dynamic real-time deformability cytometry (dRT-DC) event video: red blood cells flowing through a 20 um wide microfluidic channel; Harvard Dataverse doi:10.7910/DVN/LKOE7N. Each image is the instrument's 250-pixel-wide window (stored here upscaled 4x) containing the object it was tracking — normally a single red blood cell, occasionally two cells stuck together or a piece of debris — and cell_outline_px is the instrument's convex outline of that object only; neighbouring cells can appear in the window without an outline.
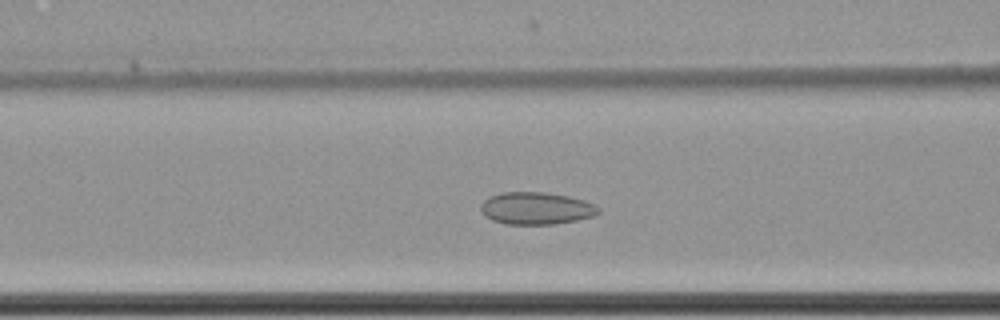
{"species": "common noctule bat (a hibernating species)", "species_latin": "Nyctalus noctula", "temperature_condition": "cold", "stored_images_in_passage": 60, "camera_frame_rate_fps": 3000, "um_per_image_px": 0.085, "animal": {"sex": "female", "body_mass_g": 22.7, "forearm_length_mm": 54.2}, "frame": {"image": 1, "passage_image": 25, "time_ms": 8.0, "image_size_px": [1000, 320], "cell_outline_px": [[600, 212], [596, 216], [556, 224], [504, 224], [492, 220], [484, 216], [480, 208], [480, 204], [488, 196], [500, 192], [544, 192], [568, 196], [584, 200], [596, 204], [600, 208]], "centroid_in_image_um": [45.58, 17.7], "position_along_channel_um": 121.0, "area_um2": 22.48}}
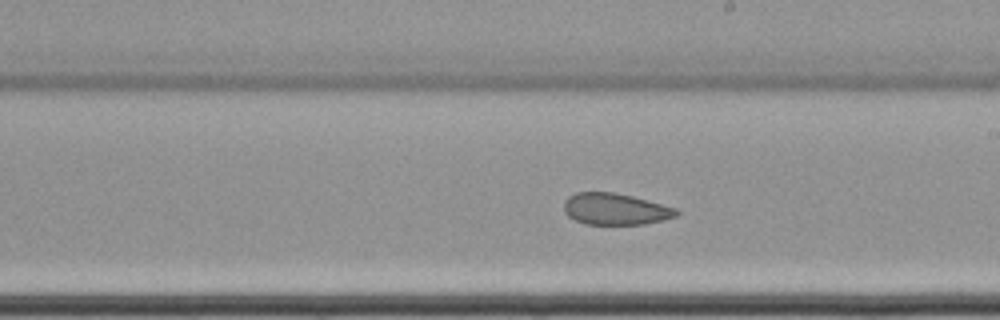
{"frame": {"image": 2, "passage_image": 35, "time_ms": 11.333, "image_size_px": [1000, 320], "cell_outline_px": [[680, 212], [676, 216], [644, 224], [584, 224], [568, 216], [564, 212], [564, 200], [568, 196], [576, 192], [612, 192], [632, 196], [676, 208]], "centroid_in_image_um": [52.26, 17.76], "position_along_channel_um": 236.7, "area_um2": 20.58}}
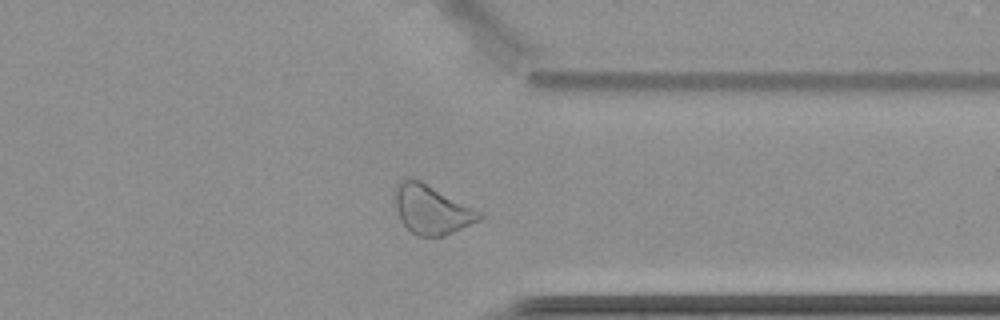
{"frame": {"image": 3, "passage_image": 47, "time_ms": 15.333, "image_size_px": [1000, 320], "cell_outline_px": [[484, 216], [444, 236], [416, 236], [400, 220], [396, 208], [396, 184], [400, 180], [420, 180], [484, 212]], "centroid_in_image_um": [36.7, 17.81], "position_along_channel_um": 374.7, "area_um2": 23.7}, "authors_computed_cell_mechanics": {"area_um2": 25.1141, "velocity_mm_per_s": 3.4749, "shape_relaxation_time_tau1_ms": null, "shape_relaxation_time_tau2_ms": 2.8856, "deformation_change_tau1": null, "deformation_change_tau2": 0.0908}}